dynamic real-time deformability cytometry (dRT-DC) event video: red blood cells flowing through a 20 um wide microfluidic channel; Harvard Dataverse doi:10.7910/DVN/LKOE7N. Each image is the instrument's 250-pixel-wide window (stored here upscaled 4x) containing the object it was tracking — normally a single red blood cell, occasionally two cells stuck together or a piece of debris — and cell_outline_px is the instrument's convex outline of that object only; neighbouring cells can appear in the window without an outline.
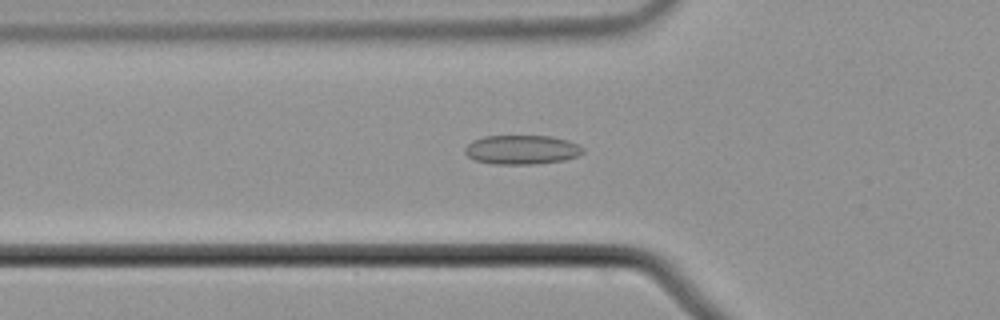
{"species": "common noctule bat (a hibernating species)", "species_latin": "Nyctalus noctula", "temperature_condition": "cold", "stored_images_in_passage": 41, "camera_frame_rate_fps": 3000, "um_per_image_px": 0.085, "animal": {"sex": "male", "body_mass_g": 21.5, "forearm_length_mm": 52.0}, "frame": {"image": 1, "passage_image": 9, "time_ms": 2.667, "image_size_px": [1000, 320], "cell_outline_px": [[584, 152], [576, 156], [564, 160], [536, 164], [492, 164], [476, 160], [468, 156], [464, 152], [464, 148], [472, 140], [484, 136], [552, 136], [568, 140], [584, 148]], "centroid_in_image_um": [44.34, 12.72], "position_along_channel_um": 81.5, "area_um2": 20.11}}
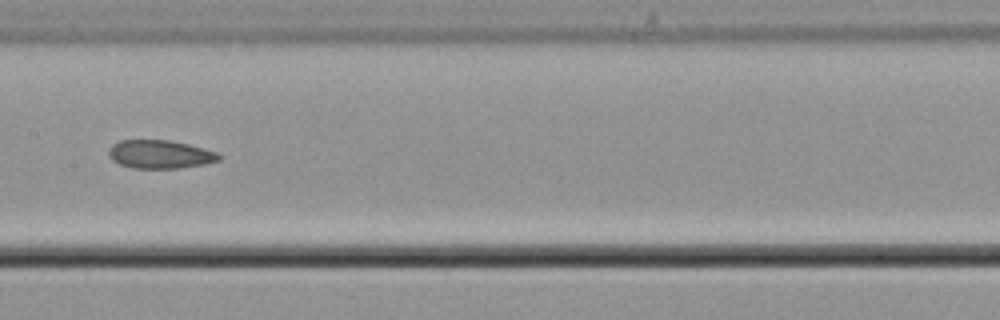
{"frame": {"image": 2, "passage_image": 18, "time_ms": 5.667, "image_size_px": [1000, 320], "cell_outline_px": [[220, 160], [204, 164], [176, 168], [132, 168], [120, 164], [112, 160], [108, 156], [108, 148], [112, 144], [120, 140], [172, 140], [188, 144], [216, 152], [220, 156]], "centroid_in_image_um": [13.55, 13.11], "position_along_channel_um": 193.8, "area_um2": 18.21}}
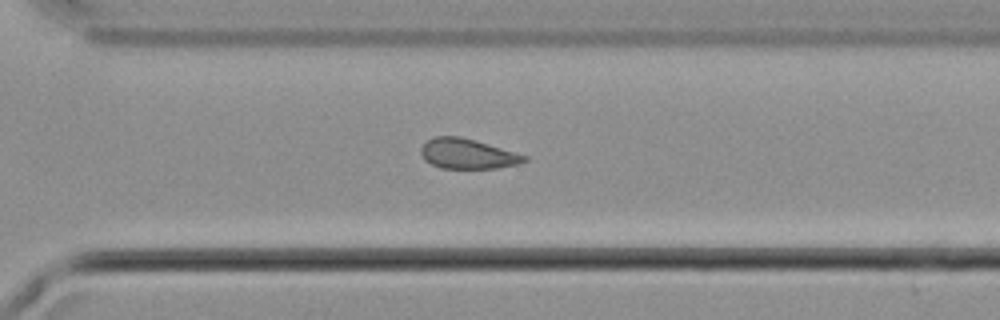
{"frame": {"image": 3, "passage_image": 29, "time_ms": 9.333, "image_size_px": [1000, 320], "cell_outline_px": [[528, 160], [520, 164], [496, 168], [440, 168], [424, 160], [420, 152], [420, 148], [428, 140], [436, 136], [460, 136], [476, 140], [528, 156]], "centroid_in_image_um": [39.75, 13.07], "position_along_channel_um": 330.8, "area_um2": 18.15}, "authors_computed_cell_mechanics": {"area_um2": 18.6116, "velocity_mm_per_s": 3.7364, "shape_relaxation_time_tau1_ms": null, "shape_relaxation_time_tau2_ms": 9.8668, "deformation_change_tau1": null, "deformation_change_tau2": 0.1553}}